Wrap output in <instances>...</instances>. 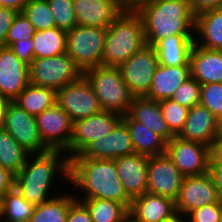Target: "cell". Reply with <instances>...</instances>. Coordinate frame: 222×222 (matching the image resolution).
<instances>
[{"instance_id":"21","label":"cell","mask_w":222,"mask_h":222,"mask_svg":"<svg viewBox=\"0 0 222 222\" xmlns=\"http://www.w3.org/2000/svg\"><path fill=\"white\" fill-rule=\"evenodd\" d=\"M176 213L175 201L149 192L132 199L129 216L136 222H159Z\"/></svg>"},{"instance_id":"4","label":"cell","mask_w":222,"mask_h":222,"mask_svg":"<svg viewBox=\"0 0 222 222\" xmlns=\"http://www.w3.org/2000/svg\"><path fill=\"white\" fill-rule=\"evenodd\" d=\"M145 45L141 15L136 10H123L107 27L102 65L119 67Z\"/></svg>"},{"instance_id":"23","label":"cell","mask_w":222,"mask_h":222,"mask_svg":"<svg viewBox=\"0 0 222 222\" xmlns=\"http://www.w3.org/2000/svg\"><path fill=\"white\" fill-rule=\"evenodd\" d=\"M127 114L161 136L167 143L175 137L164 120L159 101L150 100L145 96L134 97Z\"/></svg>"},{"instance_id":"24","label":"cell","mask_w":222,"mask_h":222,"mask_svg":"<svg viewBox=\"0 0 222 222\" xmlns=\"http://www.w3.org/2000/svg\"><path fill=\"white\" fill-rule=\"evenodd\" d=\"M191 77L190 65H158L154 72L151 88L146 98L154 101L171 99L176 89Z\"/></svg>"},{"instance_id":"48","label":"cell","mask_w":222,"mask_h":222,"mask_svg":"<svg viewBox=\"0 0 222 222\" xmlns=\"http://www.w3.org/2000/svg\"><path fill=\"white\" fill-rule=\"evenodd\" d=\"M124 10H137L142 4L150 0H118Z\"/></svg>"},{"instance_id":"16","label":"cell","mask_w":222,"mask_h":222,"mask_svg":"<svg viewBox=\"0 0 222 222\" xmlns=\"http://www.w3.org/2000/svg\"><path fill=\"white\" fill-rule=\"evenodd\" d=\"M29 84V65L10 47L0 46V97L14 101Z\"/></svg>"},{"instance_id":"8","label":"cell","mask_w":222,"mask_h":222,"mask_svg":"<svg viewBox=\"0 0 222 222\" xmlns=\"http://www.w3.org/2000/svg\"><path fill=\"white\" fill-rule=\"evenodd\" d=\"M213 152L211 147L203 143L175 136L167 143L165 153L185 177L209 172Z\"/></svg>"},{"instance_id":"30","label":"cell","mask_w":222,"mask_h":222,"mask_svg":"<svg viewBox=\"0 0 222 222\" xmlns=\"http://www.w3.org/2000/svg\"><path fill=\"white\" fill-rule=\"evenodd\" d=\"M79 201L87 207L93 222H125L129 216V210L113 200L79 198Z\"/></svg>"},{"instance_id":"18","label":"cell","mask_w":222,"mask_h":222,"mask_svg":"<svg viewBox=\"0 0 222 222\" xmlns=\"http://www.w3.org/2000/svg\"><path fill=\"white\" fill-rule=\"evenodd\" d=\"M134 153L128 128L121 120L112 133L91 142L80 155L84 158L114 160Z\"/></svg>"},{"instance_id":"13","label":"cell","mask_w":222,"mask_h":222,"mask_svg":"<svg viewBox=\"0 0 222 222\" xmlns=\"http://www.w3.org/2000/svg\"><path fill=\"white\" fill-rule=\"evenodd\" d=\"M35 118L43 143L50 150L68 152L73 127L70 116L56 103Z\"/></svg>"},{"instance_id":"42","label":"cell","mask_w":222,"mask_h":222,"mask_svg":"<svg viewBox=\"0 0 222 222\" xmlns=\"http://www.w3.org/2000/svg\"><path fill=\"white\" fill-rule=\"evenodd\" d=\"M67 222H93V220L87 207L76 199L69 206Z\"/></svg>"},{"instance_id":"34","label":"cell","mask_w":222,"mask_h":222,"mask_svg":"<svg viewBox=\"0 0 222 222\" xmlns=\"http://www.w3.org/2000/svg\"><path fill=\"white\" fill-rule=\"evenodd\" d=\"M22 12L27 16L36 31L56 27L47 0H29Z\"/></svg>"},{"instance_id":"14","label":"cell","mask_w":222,"mask_h":222,"mask_svg":"<svg viewBox=\"0 0 222 222\" xmlns=\"http://www.w3.org/2000/svg\"><path fill=\"white\" fill-rule=\"evenodd\" d=\"M216 185L210 172L202 175L185 176L182 181L177 199L175 200L176 212L187 216L194 209L218 203Z\"/></svg>"},{"instance_id":"35","label":"cell","mask_w":222,"mask_h":222,"mask_svg":"<svg viewBox=\"0 0 222 222\" xmlns=\"http://www.w3.org/2000/svg\"><path fill=\"white\" fill-rule=\"evenodd\" d=\"M162 114L170 131L177 136L184 127L189 108L180 105L172 99H163L159 101Z\"/></svg>"},{"instance_id":"53","label":"cell","mask_w":222,"mask_h":222,"mask_svg":"<svg viewBox=\"0 0 222 222\" xmlns=\"http://www.w3.org/2000/svg\"><path fill=\"white\" fill-rule=\"evenodd\" d=\"M219 138H222V119L219 122Z\"/></svg>"},{"instance_id":"45","label":"cell","mask_w":222,"mask_h":222,"mask_svg":"<svg viewBox=\"0 0 222 222\" xmlns=\"http://www.w3.org/2000/svg\"><path fill=\"white\" fill-rule=\"evenodd\" d=\"M190 5L196 16L204 11L222 8V0H190Z\"/></svg>"},{"instance_id":"41","label":"cell","mask_w":222,"mask_h":222,"mask_svg":"<svg viewBox=\"0 0 222 222\" xmlns=\"http://www.w3.org/2000/svg\"><path fill=\"white\" fill-rule=\"evenodd\" d=\"M34 41L30 39H24L23 41H15L9 47L16 54V56L27 65H30L34 60L33 51Z\"/></svg>"},{"instance_id":"40","label":"cell","mask_w":222,"mask_h":222,"mask_svg":"<svg viewBox=\"0 0 222 222\" xmlns=\"http://www.w3.org/2000/svg\"><path fill=\"white\" fill-rule=\"evenodd\" d=\"M220 215L221 201L194 209L186 216V219H189L187 222H219Z\"/></svg>"},{"instance_id":"1","label":"cell","mask_w":222,"mask_h":222,"mask_svg":"<svg viewBox=\"0 0 222 222\" xmlns=\"http://www.w3.org/2000/svg\"><path fill=\"white\" fill-rule=\"evenodd\" d=\"M69 181L85 191L84 198L113 200L128 210L131 207L132 199L123 188L114 160L84 158L77 154L70 158Z\"/></svg>"},{"instance_id":"22","label":"cell","mask_w":222,"mask_h":222,"mask_svg":"<svg viewBox=\"0 0 222 222\" xmlns=\"http://www.w3.org/2000/svg\"><path fill=\"white\" fill-rule=\"evenodd\" d=\"M190 69L191 76L201 85L222 83V50H210L194 44Z\"/></svg>"},{"instance_id":"49","label":"cell","mask_w":222,"mask_h":222,"mask_svg":"<svg viewBox=\"0 0 222 222\" xmlns=\"http://www.w3.org/2000/svg\"><path fill=\"white\" fill-rule=\"evenodd\" d=\"M8 104H9L8 100L0 97V130L3 129L5 112Z\"/></svg>"},{"instance_id":"3","label":"cell","mask_w":222,"mask_h":222,"mask_svg":"<svg viewBox=\"0 0 222 222\" xmlns=\"http://www.w3.org/2000/svg\"><path fill=\"white\" fill-rule=\"evenodd\" d=\"M61 152L48 150L41 154H30L22 169L14 175V188L29 203L36 206L54 198L49 197V192L57 172L61 171L60 174L69 180L70 159L68 156L60 158ZM31 156L35 158L30 159Z\"/></svg>"},{"instance_id":"47","label":"cell","mask_w":222,"mask_h":222,"mask_svg":"<svg viewBox=\"0 0 222 222\" xmlns=\"http://www.w3.org/2000/svg\"><path fill=\"white\" fill-rule=\"evenodd\" d=\"M29 0H0V7L11 8L22 12Z\"/></svg>"},{"instance_id":"43","label":"cell","mask_w":222,"mask_h":222,"mask_svg":"<svg viewBox=\"0 0 222 222\" xmlns=\"http://www.w3.org/2000/svg\"><path fill=\"white\" fill-rule=\"evenodd\" d=\"M18 13L14 9L0 7V46H5L8 30Z\"/></svg>"},{"instance_id":"36","label":"cell","mask_w":222,"mask_h":222,"mask_svg":"<svg viewBox=\"0 0 222 222\" xmlns=\"http://www.w3.org/2000/svg\"><path fill=\"white\" fill-rule=\"evenodd\" d=\"M53 13L56 27L63 31H70L77 26L73 0H47Z\"/></svg>"},{"instance_id":"25","label":"cell","mask_w":222,"mask_h":222,"mask_svg":"<svg viewBox=\"0 0 222 222\" xmlns=\"http://www.w3.org/2000/svg\"><path fill=\"white\" fill-rule=\"evenodd\" d=\"M195 35H173L159 40L153 47L160 65H190V54L194 46Z\"/></svg>"},{"instance_id":"26","label":"cell","mask_w":222,"mask_h":222,"mask_svg":"<svg viewBox=\"0 0 222 222\" xmlns=\"http://www.w3.org/2000/svg\"><path fill=\"white\" fill-rule=\"evenodd\" d=\"M194 31V44L210 50H222V8L196 15ZM197 34L201 39H196Z\"/></svg>"},{"instance_id":"28","label":"cell","mask_w":222,"mask_h":222,"mask_svg":"<svg viewBox=\"0 0 222 222\" xmlns=\"http://www.w3.org/2000/svg\"><path fill=\"white\" fill-rule=\"evenodd\" d=\"M14 102L36 117L57 103V94L53 89L29 83Z\"/></svg>"},{"instance_id":"55","label":"cell","mask_w":222,"mask_h":222,"mask_svg":"<svg viewBox=\"0 0 222 222\" xmlns=\"http://www.w3.org/2000/svg\"><path fill=\"white\" fill-rule=\"evenodd\" d=\"M219 222H222V201H221V215H220V220Z\"/></svg>"},{"instance_id":"31","label":"cell","mask_w":222,"mask_h":222,"mask_svg":"<svg viewBox=\"0 0 222 222\" xmlns=\"http://www.w3.org/2000/svg\"><path fill=\"white\" fill-rule=\"evenodd\" d=\"M75 200V196L64 194L36 205L29 222H67L69 206Z\"/></svg>"},{"instance_id":"27","label":"cell","mask_w":222,"mask_h":222,"mask_svg":"<svg viewBox=\"0 0 222 222\" xmlns=\"http://www.w3.org/2000/svg\"><path fill=\"white\" fill-rule=\"evenodd\" d=\"M122 121L128 128L135 153L152 157L166 152L167 142L161 136L133 120L128 114L122 117Z\"/></svg>"},{"instance_id":"19","label":"cell","mask_w":222,"mask_h":222,"mask_svg":"<svg viewBox=\"0 0 222 222\" xmlns=\"http://www.w3.org/2000/svg\"><path fill=\"white\" fill-rule=\"evenodd\" d=\"M77 25L107 28L122 12L118 0H73Z\"/></svg>"},{"instance_id":"32","label":"cell","mask_w":222,"mask_h":222,"mask_svg":"<svg viewBox=\"0 0 222 222\" xmlns=\"http://www.w3.org/2000/svg\"><path fill=\"white\" fill-rule=\"evenodd\" d=\"M29 153L4 129L0 130V164L16 175L25 165Z\"/></svg>"},{"instance_id":"12","label":"cell","mask_w":222,"mask_h":222,"mask_svg":"<svg viewBox=\"0 0 222 222\" xmlns=\"http://www.w3.org/2000/svg\"><path fill=\"white\" fill-rule=\"evenodd\" d=\"M122 117L120 114L101 110L88 118L74 121L68 158L80 154L91 142L112 133Z\"/></svg>"},{"instance_id":"7","label":"cell","mask_w":222,"mask_h":222,"mask_svg":"<svg viewBox=\"0 0 222 222\" xmlns=\"http://www.w3.org/2000/svg\"><path fill=\"white\" fill-rule=\"evenodd\" d=\"M83 72L67 53L34 59L29 65V83L55 90L78 80Z\"/></svg>"},{"instance_id":"50","label":"cell","mask_w":222,"mask_h":222,"mask_svg":"<svg viewBox=\"0 0 222 222\" xmlns=\"http://www.w3.org/2000/svg\"><path fill=\"white\" fill-rule=\"evenodd\" d=\"M181 213L176 212L174 215H172L171 217L161 220L159 222H187L185 221L184 217ZM184 219V220H183Z\"/></svg>"},{"instance_id":"15","label":"cell","mask_w":222,"mask_h":222,"mask_svg":"<svg viewBox=\"0 0 222 222\" xmlns=\"http://www.w3.org/2000/svg\"><path fill=\"white\" fill-rule=\"evenodd\" d=\"M147 192L176 200L184 175L164 153L149 157Z\"/></svg>"},{"instance_id":"39","label":"cell","mask_w":222,"mask_h":222,"mask_svg":"<svg viewBox=\"0 0 222 222\" xmlns=\"http://www.w3.org/2000/svg\"><path fill=\"white\" fill-rule=\"evenodd\" d=\"M36 33L35 27L23 12H19L12 22L5 39V46L9 47L15 41L30 39Z\"/></svg>"},{"instance_id":"51","label":"cell","mask_w":222,"mask_h":222,"mask_svg":"<svg viewBox=\"0 0 222 222\" xmlns=\"http://www.w3.org/2000/svg\"><path fill=\"white\" fill-rule=\"evenodd\" d=\"M214 152L222 158V138H218L217 146L214 150Z\"/></svg>"},{"instance_id":"20","label":"cell","mask_w":222,"mask_h":222,"mask_svg":"<svg viewBox=\"0 0 222 222\" xmlns=\"http://www.w3.org/2000/svg\"><path fill=\"white\" fill-rule=\"evenodd\" d=\"M148 160V156L137 153L114 159L117 174L131 199L147 192Z\"/></svg>"},{"instance_id":"9","label":"cell","mask_w":222,"mask_h":222,"mask_svg":"<svg viewBox=\"0 0 222 222\" xmlns=\"http://www.w3.org/2000/svg\"><path fill=\"white\" fill-rule=\"evenodd\" d=\"M158 65L155 48L145 45L119 66L123 80L135 97H144L148 94Z\"/></svg>"},{"instance_id":"17","label":"cell","mask_w":222,"mask_h":222,"mask_svg":"<svg viewBox=\"0 0 222 222\" xmlns=\"http://www.w3.org/2000/svg\"><path fill=\"white\" fill-rule=\"evenodd\" d=\"M219 120L204 105L197 104L189 108L179 138L203 143L215 150L219 138Z\"/></svg>"},{"instance_id":"5","label":"cell","mask_w":222,"mask_h":222,"mask_svg":"<svg viewBox=\"0 0 222 222\" xmlns=\"http://www.w3.org/2000/svg\"><path fill=\"white\" fill-rule=\"evenodd\" d=\"M83 75L92 85L102 110L127 115L135 96L123 80L119 67L100 65Z\"/></svg>"},{"instance_id":"11","label":"cell","mask_w":222,"mask_h":222,"mask_svg":"<svg viewBox=\"0 0 222 222\" xmlns=\"http://www.w3.org/2000/svg\"><path fill=\"white\" fill-rule=\"evenodd\" d=\"M3 129L6 130L29 154H41L50 150L42 141L36 118L14 101H9Z\"/></svg>"},{"instance_id":"2","label":"cell","mask_w":222,"mask_h":222,"mask_svg":"<svg viewBox=\"0 0 222 222\" xmlns=\"http://www.w3.org/2000/svg\"><path fill=\"white\" fill-rule=\"evenodd\" d=\"M136 11L144 22L147 45L154 46L173 35H195L190 0H150Z\"/></svg>"},{"instance_id":"44","label":"cell","mask_w":222,"mask_h":222,"mask_svg":"<svg viewBox=\"0 0 222 222\" xmlns=\"http://www.w3.org/2000/svg\"><path fill=\"white\" fill-rule=\"evenodd\" d=\"M209 172L213 177L220 201H222V158L213 152Z\"/></svg>"},{"instance_id":"10","label":"cell","mask_w":222,"mask_h":222,"mask_svg":"<svg viewBox=\"0 0 222 222\" xmlns=\"http://www.w3.org/2000/svg\"><path fill=\"white\" fill-rule=\"evenodd\" d=\"M56 94L57 104L70 116L72 122L102 110L92 85L84 75L65 85Z\"/></svg>"},{"instance_id":"38","label":"cell","mask_w":222,"mask_h":222,"mask_svg":"<svg viewBox=\"0 0 222 222\" xmlns=\"http://www.w3.org/2000/svg\"><path fill=\"white\" fill-rule=\"evenodd\" d=\"M200 104L210 110L220 121L222 119V83L201 85Z\"/></svg>"},{"instance_id":"6","label":"cell","mask_w":222,"mask_h":222,"mask_svg":"<svg viewBox=\"0 0 222 222\" xmlns=\"http://www.w3.org/2000/svg\"><path fill=\"white\" fill-rule=\"evenodd\" d=\"M107 28L77 25L67 32V54L85 71L102 65Z\"/></svg>"},{"instance_id":"33","label":"cell","mask_w":222,"mask_h":222,"mask_svg":"<svg viewBox=\"0 0 222 222\" xmlns=\"http://www.w3.org/2000/svg\"><path fill=\"white\" fill-rule=\"evenodd\" d=\"M34 209L35 205L29 203L15 188L4 196L5 222H29Z\"/></svg>"},{"instance_id":"29","label":"cell","mask_w":222,"mask_h":222,"mask_svg":"<svg viewBox=\"0 0 222 222\" xmlns=\"http://www.w3.org/2000/svg\"><path fill=\"white\" fill-rule=\"evenodd\" d=\"M32 38L34 59L54 57L67 52V32L57 27L36 31Z\"/></svg>"},{"instance_id":"52","label":"cell","mask_w":222,"mask_h":222,"mask_svg":"<svg viewBox=\"0 0 222 222\" xmlns=\"http://www.w3.org/2000/svg\"><path fill=\"white\" fill-rule=\"evenodd\" d=\"M4 197H0V219H3Z\"/></svg>"},{"instance_id":"46","label":"cell","mask_w":222,"mask_h":222,"mask_svg":"<svg viewBox=\"0 0 222 222\" xmlns=\"http://www.w3.org/2000/svg\"><path fill=\"white\" fill-rule=\"evenodd\" d=\"M14 188V174L0 164V197H4Z\"/></svg>"},{"instance_id":"54","label":"cell","mask_w":222,"mask_h":222,"mask_svg":"<svg viewBox=\"0 0 222 222\" xmlns=\"http://www.w3.org/2000/svg\"><path fill=\"white\" fill-rule=\"evenodd\" d=\"M125 222H136V221L133 220L130 216H128L127 219L125 220Z\"/></svg>"},{"instance_id":"37","label":"cell","mask_w":222,"mask_h":222,"mask_svg":"<svg viewBox=\"0 0 222 222\" xmlns=\"http://www.w3.org/2000/svg\"><path fill=\"white\" fill-rule=\"evenodd\" d=\"M200 92L201 84L191 76L176 89L171 99L180 105L192 108L200 104Z\"/></svg>"}]
</instances>
